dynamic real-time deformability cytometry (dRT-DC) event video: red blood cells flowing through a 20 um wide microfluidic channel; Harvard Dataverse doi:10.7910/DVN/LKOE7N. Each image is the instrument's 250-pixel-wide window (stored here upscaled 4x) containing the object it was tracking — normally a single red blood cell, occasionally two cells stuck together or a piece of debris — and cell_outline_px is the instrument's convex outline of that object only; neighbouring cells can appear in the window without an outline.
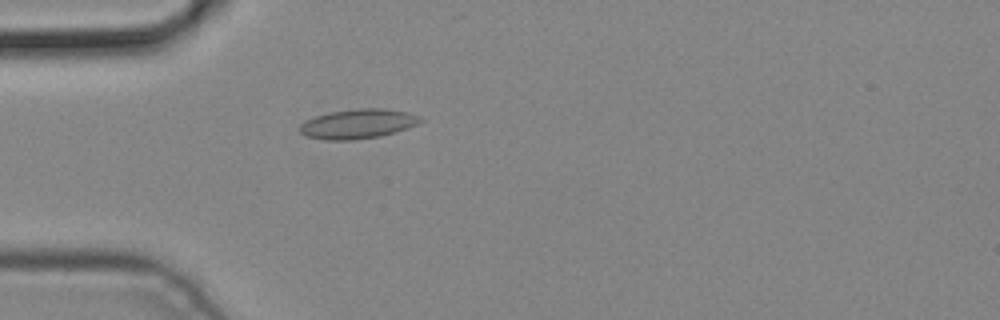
{"species": "common noctule bat (a hibernating species)", "species_latin": "Nyctalus noctula", "temperature_condition": "cold", "stored_images_in_passage": 4, "camera_frame_rate_fps": 3000, "um_per_image_px": 0.085, "animal": {"sex": "male", "body_mass_g": 19.2, "forearm_length_mm": 51.8}, "frame": {"image": 1, "passage_image": 4, "time_ms": 1.0, "image_size_px": [1000, 320], "cell_outline_px": [[424, 120], [408, 128], [396, 132], [380, 136], [352, 140], [324, 140], [308, 136], [300, 132], [300, 124], [316, 116], [332, 112], [360, 108], [380, 108], [408, 112], [420, 116]], "centroid_in_image_um": [30.46, 10.53], "position_along_channel_um": 54.5, "area_um2": 20.58}}